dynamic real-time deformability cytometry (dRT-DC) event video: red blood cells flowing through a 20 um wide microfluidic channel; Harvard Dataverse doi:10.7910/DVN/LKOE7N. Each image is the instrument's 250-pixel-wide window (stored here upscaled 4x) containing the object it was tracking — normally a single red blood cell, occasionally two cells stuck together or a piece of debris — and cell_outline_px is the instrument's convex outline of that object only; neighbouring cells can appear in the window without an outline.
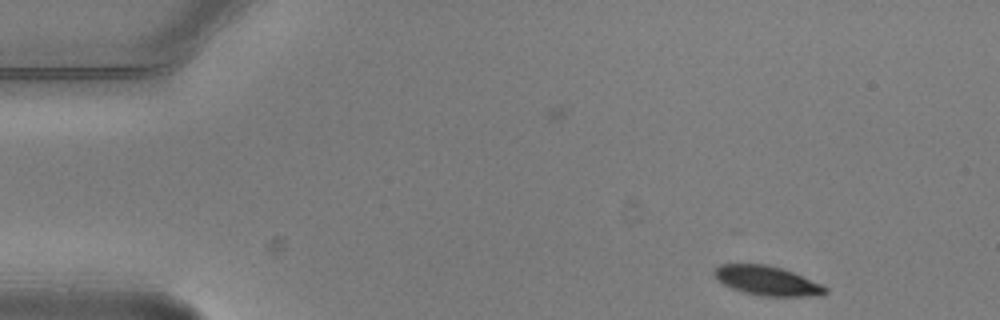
{"species": "common noctule bat (a hibernating species)", "species_latin": "Nyctalus noctula", "temperature_condition": "warm", "stored_images_in_passage": 3, "camera_frame_rate_fps": 3000, "um_per_image_px": 0.085, "animal": {"sex": "male", "body_mass_g": 20.5, "forearm_length_mm": 52.5}, "frame": {"image": 1, "passage_image": 1, "time_ms": 0.0, "image_size_px": [1000, 320], "cell_outline_px": [[828, 292], [820, 296], [760, 296], [744, 292], [732, 288], [724, 284], [712, 272], [720, 264], [764, 264], [780, 268], [792, 272], [820, 284], [828, 288]], "centroid_in_image_um": [65.22, 23.87], "position_along_channel_um": 19.8, "area_um2": 18.73}}
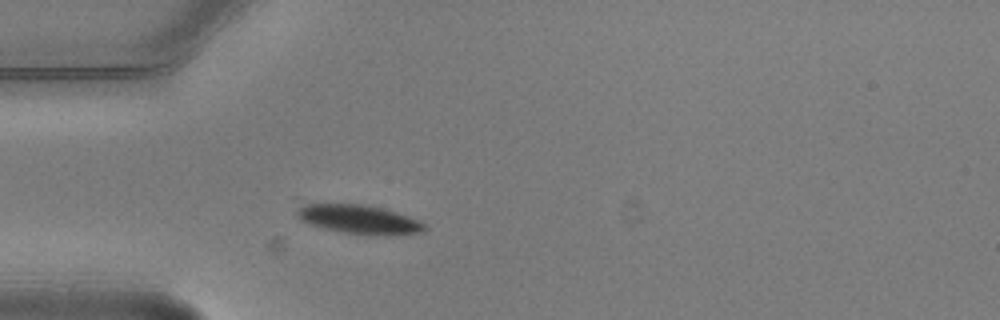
{"frame": {"image": 2, "passage_image": 3, "time_ms": 0.667, "image_size_px": [1000, 320], "cell_outline_px": [[428, 228], [420, 232], [388, 236], [364, 236], [344, 232], [312, 224], [304, 220], [296, 212], [296, 208], [304, 204], [364, 204], [384, 208], [408, 216], [424, 224]], "centroid_in_image_um": [30.59, 18.65], "position_along_channel_um": 54.4, "area_um2": 21.33}}